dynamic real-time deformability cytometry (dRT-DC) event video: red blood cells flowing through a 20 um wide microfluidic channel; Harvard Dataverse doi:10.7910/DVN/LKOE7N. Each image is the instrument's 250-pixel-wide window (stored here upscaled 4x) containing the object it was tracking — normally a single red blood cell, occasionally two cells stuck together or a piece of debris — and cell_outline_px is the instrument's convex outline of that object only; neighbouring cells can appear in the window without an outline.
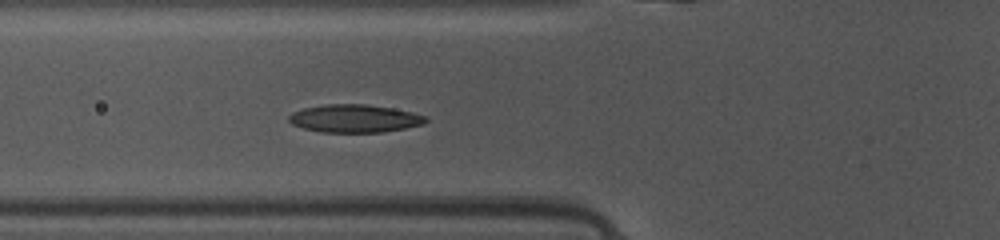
{"species": "common noctule bat (a hibernating species)", "species_latin": "Nyctalus noctula", "temperature_condition": "warm", "stored_images_in_passage": 33, "camera_frame_rate_fps": 3000, "um_per_image_px": 0.085, "animal": {"sex": "female", "body_mass_g": 10.0, "forearm_length_mm": 53.1}, "frame": {"image": 1, "passage_image": 4, "time_ms": 1.0, "image_size_px": [1000, 240], "cell_outline_px": [[428, 120], [424, 124], [404, 128], [380, 132], [320, 132], [304, 128], [292, 124], [288, 120], [288, 116], [292, 112], [304, 108], [324, 104], [364, 104], [392, 108], [412, 112], [428, 116]], "centroid_in_image_um": [30.14, 10.07], "position_along_channel_um": 95.7, "area_um2": 22.25}}
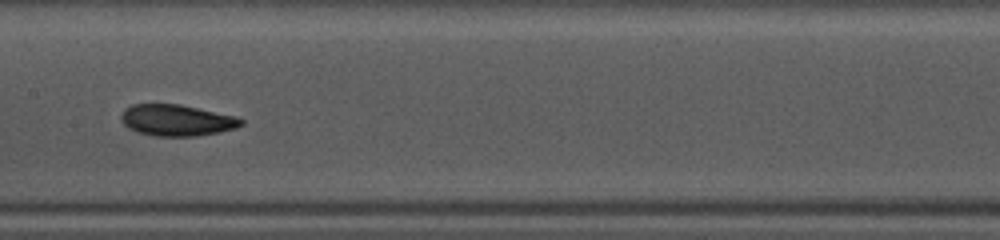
{"frame": {"image": 2, "passage_image": 11, "time_ms": 3.333, "image_size_px": [1000, 240], "cell_outline_px": [[244, 124], [236, 128], [196, 136], [152, 136], [136, 132], [128, 128], [124, 124], [120, 116], [124, 108], [132, 104], [180, 104], [236, 116], [244, 120]], "centroid_in_image_um": [15.0, 10.22], "position_along_channel_um": 192.4, "area_um2": 22.02}}
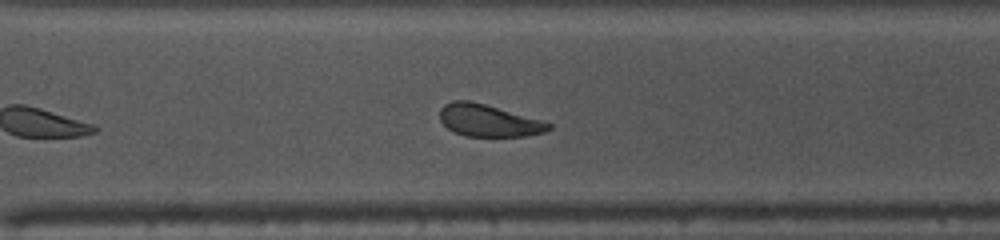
{"frame": {"image": 3, "passage_image": 21, "time_ms": 6.667, "image_size_px": [1000, 240], "cell_outline_px": [[552, 128], [544, 132], [524, 136], [468, 136], [456, 132], [448, 128], [440, 120], [440, 108], [444, 104], [452, 100], [468, 100], [484, 104], [540, 120], [552, 124]], "centroid_in_image_um": [41.49, 10.24], "position_along_channel_um": 329.1, "area_um2": 20.0}, "authors_computed_cell_mechanics": {"area_um2": 21.386, "velocity_mm_per_s": 4.1173, "shape_relaxation_time_tau1_ms": 3.1854, "shape_relaxation_time_tau2_ms": 2.885, "deformation_change_tau1": 0.1273, "deformation_change_tau2": 0.0947}}